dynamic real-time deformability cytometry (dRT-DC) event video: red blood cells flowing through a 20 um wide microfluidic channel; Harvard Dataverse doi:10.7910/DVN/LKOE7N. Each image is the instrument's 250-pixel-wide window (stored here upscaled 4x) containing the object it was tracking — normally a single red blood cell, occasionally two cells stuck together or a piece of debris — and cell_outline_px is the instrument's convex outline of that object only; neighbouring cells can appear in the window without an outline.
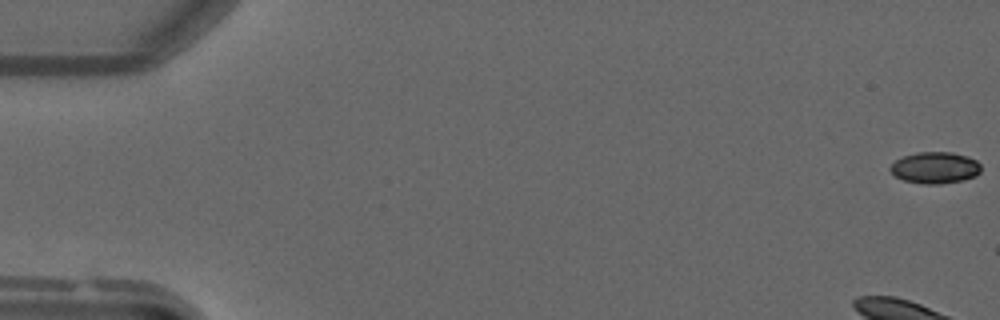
{"species": "common noctule bat (a hibernating species)", "species_latin": "Nyctalus noctula", "temperature_condition": "warm", "stored_images_in_passage": 51, "camera_frame_rate_fps": 3000, "um_per_image_px": 0.085, "animal": {"sex": "male", "forearm_length_mm": 52.5}, "frame": {"image": 1, "passage_image": 1, "time_ms": 0.0, "image_size_px": [1000, 320], "cell_outline_px": [[980, 172], [976, 176], [964, 180], [940, 184], [924, 184], [904, 180], [896, 176], [888, 168], [896, 160], [904, 156], [916, 152], [952, 152], [968, 156], [976, 160], [980, 164]], "centroid_in_image_um": [79.5, 14.25], "position_along_channel_um": 5.5, "area_um2": 16.7}}